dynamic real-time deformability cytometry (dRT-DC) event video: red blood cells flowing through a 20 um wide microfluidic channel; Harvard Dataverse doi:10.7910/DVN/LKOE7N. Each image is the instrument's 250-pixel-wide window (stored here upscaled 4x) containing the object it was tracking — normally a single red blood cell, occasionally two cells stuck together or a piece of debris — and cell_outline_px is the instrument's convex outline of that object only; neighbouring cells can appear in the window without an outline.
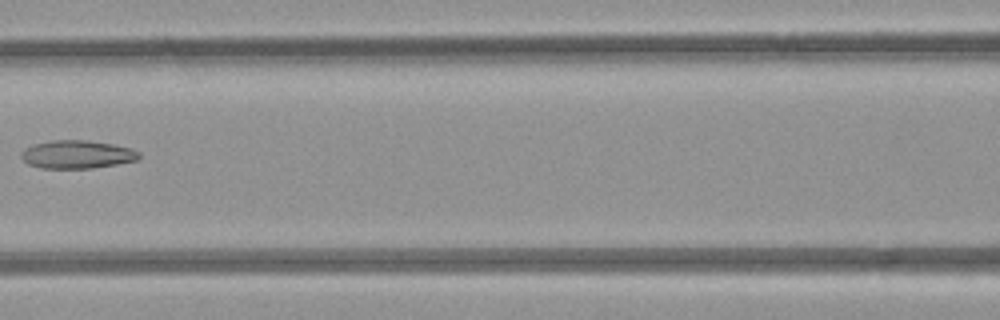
{"species": "common noctule bat (a hibernating species)", "species_latin": "Nyctalus noctula", "temperature_condition": "room temperature", "stored_images_in_passage": 7, "camera_frame_rate_fps": 3000, "um_per_image_px": 0.085, "animal": {"sex": "female", "body_mass_g": 21.9}, "frame": {"image": 1, "passage_image": 7, "time_ms": 6.667, "image_size_px": [1000, 320], "cell_outline_px": [[140, 156], [136, 160], [116, 164], [92, 168], [40, 168], [28, 164], [20, 156], [20, 152], [24, 148], [36, 144], [52, 140], [88, 140], [112, 144], [132, 148], [140, 152]], "centroid_in_image_um": [6.54, 13.12], "position_along_channel_um": 160.1, "area_um2": 19.31}}